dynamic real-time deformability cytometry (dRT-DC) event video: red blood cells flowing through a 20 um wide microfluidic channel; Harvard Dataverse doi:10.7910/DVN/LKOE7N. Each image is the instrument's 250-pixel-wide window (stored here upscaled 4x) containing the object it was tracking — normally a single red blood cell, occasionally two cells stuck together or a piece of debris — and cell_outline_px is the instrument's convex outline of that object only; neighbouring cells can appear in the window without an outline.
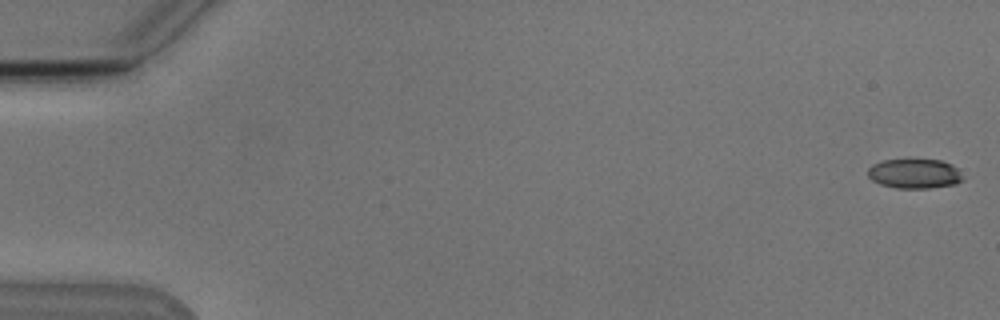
{"species": "Egyptian fruit bat (a non-hibernating species)", "species_latin": "Rousettus aegyptiacus", "temperature_condition": "cold", "stored_images_in_passage": 54, "camera_frame_rate_fps": 3000, "um_per_image_px": 0.085, "animal": {"sex": "male"}, "frame": {"image": 1, "passage_image": 1, "time_ms": 0.0, "image_size_px": [1000, 320], "cell_outline_px": [[964, 180], [956, 184], [928, 188], [896, 188], [880, 184], [872, 180], [868, 176], [868, 168], [872, 164], [884, 160], [940, 160], [952, 164], [956, 168]], "centroid_in_image_um": [77.72, 14.77], "position_along_channel_um": 7.3, "area_um2": 16.3}}
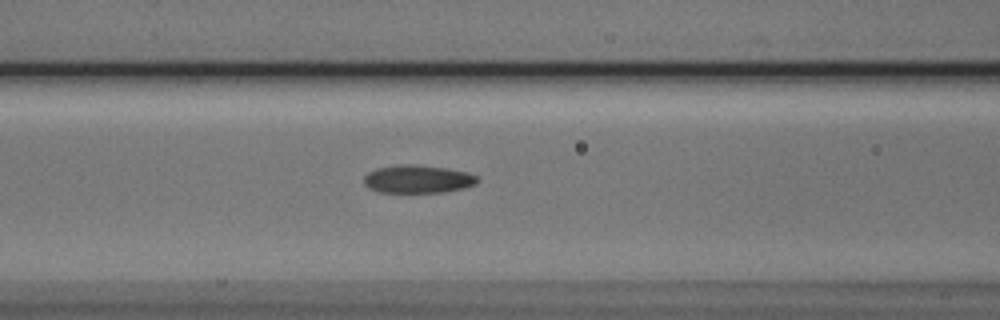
{"frame": {"image": 2, "passage_image": 23, "time_ms": 7.333, "image_size_px": [1000, 320], "cell_outline_px": [[480, 180], [476, 184], [464, 188], [444, 192], [380, 192], [368, 188], [364, 184], [364, 176], [368, 172], [376, 168], [396, 164], [416, 164], [448, 168], [468, 172], [476, 176]], "centroid_in_image_um": [35.51, 15.21], "position_along_channel_um": 131.1, "area_um2": 18.79}}
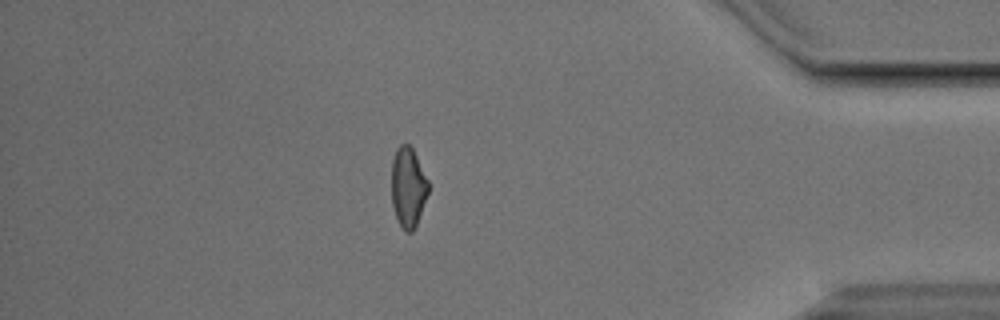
{"frame": {"image": 3, "passage_image": 47, "time_ms": 15.333, "image_size_px": [1000, 320], "cell_outline_px": [[428, 192], [416, 228], [412, 232], [404, 232], [396, 216], [392, 204], [392, 160], [396, 148], [400, 144], [408, 144], [412, 148], [428, 180]], "centroid_in_image_um": [34.68, 15.93], "position_along_channel_um": 400.5, "area_um2": 17.11}, "authors_computed_cell_mechanics": {"area_um2": 18.0047, "velocity_mm_per_s": 3.8318, "shape_relaxation_time_tau1_ms": 3.5835, "shape_relaxation_time_tau2_ms": 2.3091, "deformation_change_tau1": 0.1491, "deformation_change_tau2": 0.0972}}